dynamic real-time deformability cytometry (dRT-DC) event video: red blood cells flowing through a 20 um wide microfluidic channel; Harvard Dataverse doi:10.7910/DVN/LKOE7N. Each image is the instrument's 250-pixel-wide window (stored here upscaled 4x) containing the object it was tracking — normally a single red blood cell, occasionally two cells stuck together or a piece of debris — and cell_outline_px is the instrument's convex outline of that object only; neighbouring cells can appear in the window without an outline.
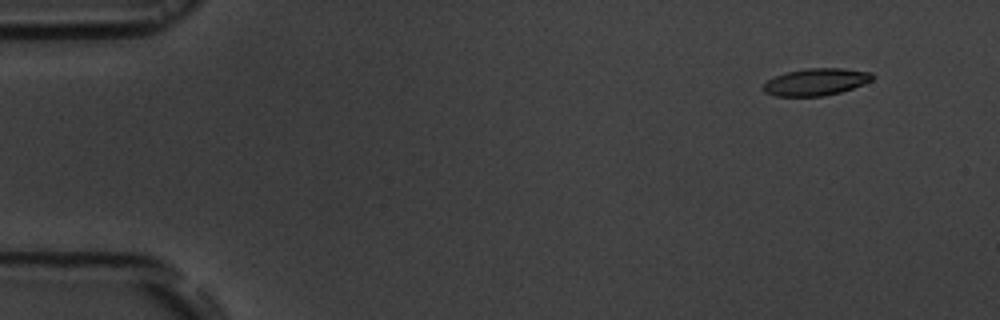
{"species": "common noctule bat (a hibernating species)", "species_latin": "Nyctalus noctula", "temperature_condition": "room temperature", "stored_images_in_passage": 18, "segment_of_instrument_passage": [1, 2], "camera_frame_rate_fps": 3000, "um_per_image_px": 0.085, "animal": {"sex": "male", "body_mass_g": 19.5, "forearm_length_mm": 54.6}, "frame": {"image": 1, "passage_image": 2, "time_ms": 1.333, "image_size_px": [1000, 320], "cell_outline_px": [[876, 76], [872, 80], [864, 84], [840, 92], [824, 96], [776, 96], [764, 92], [760, 88], [768, 80], [784, 72], [808, 68], [844, 68], [872, 72]], "centroid_in_image_um": [69.37, 6.96], "position_along_channel_um": 15.6, "area_um2": 17.4}}
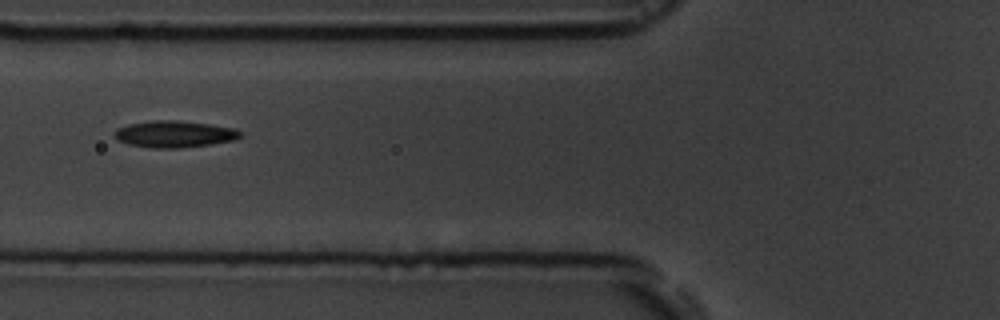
{"frame": {"image": 2, "passage_image": 7, "time_ms": 7.0, "image_size_px": [1000, 320], "cell_outline_px": [[240, 136], [236, 140], [180, 148], [152, 148], [128, 144], [116, 140], [112, 136], [116, 128], [128, 124], [152, 120], [176, 120], [208, 124], [236, 128], [240, 132]], "centroid_in_image_um": [14.76, 11.39], "position_along_channel_um": 111.0, "area_um2": 19.65}}
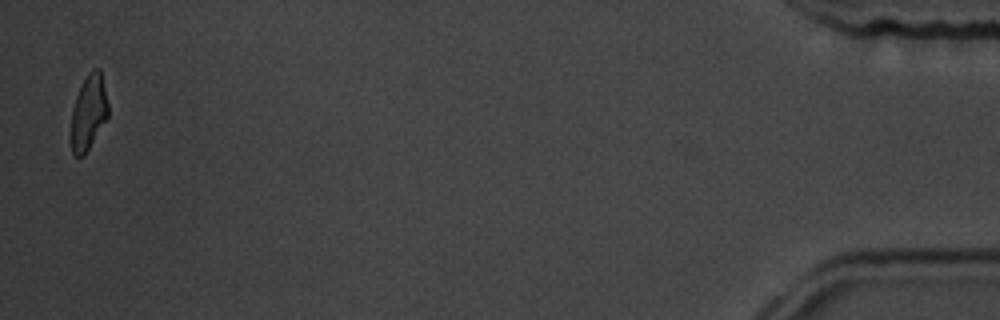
{"frame": {"image": 3, "passage_image": 17, "time_ms": 18.333, "image_size_px": [1000, 320], "cell_outline_px": [[108, 120], [84, 156], [76, 156], [72, 152], [72, 108], [76, 96], [88, 72], [92, 68], [100, 68], [108, 104]], "centroid_in_image_um": [7.56, 9.56], "position_along_channel_um": 427.6, "area_um2": 16.24}}